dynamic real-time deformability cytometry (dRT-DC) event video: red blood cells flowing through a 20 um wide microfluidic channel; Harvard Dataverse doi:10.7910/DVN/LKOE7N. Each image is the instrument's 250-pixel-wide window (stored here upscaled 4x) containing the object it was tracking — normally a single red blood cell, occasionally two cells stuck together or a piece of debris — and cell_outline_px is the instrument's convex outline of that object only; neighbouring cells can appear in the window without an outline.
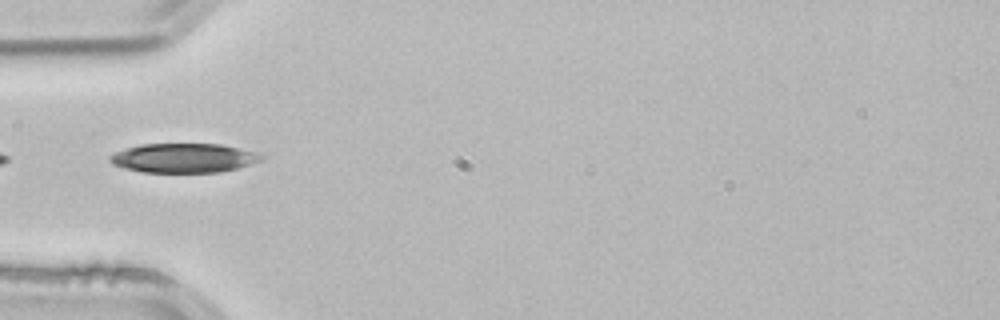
{"species": "common noctule bat (a hibernating species)", "species_latin": "Nyctalus noctula", "temperature_condition": "room temperature", "stored_images_in_passage": 2, "camera_frame_rate_fps": 3000, "um_per_image_px": 0.085, "animal": {"sex": "male", "body_mass_g": 21.5, "forearm_length_mm": 52.0}, "frame": {"image": 1, "passage_image": 2, "time_ms": 0.333, "image_size_px": [1000, 320], "cell_outline_px": [[264, 160], [236, 168], [220, 172], [144, 172], [124, 168], [112, 164], [108, 160], [108, 156], [116, 152], [140, 144], [220, 144], [256, 152], [264, 156]], "centroid_in_image_um": [15.61, 13.43], "position_along_channel_um": 69.4, "area_um2": 25.72}}